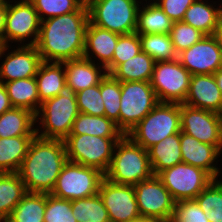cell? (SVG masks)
<instances>
[{
  "label": "cell",
  "instance_id": "cell-1",
  "mask_svg": "<svg viewBox=\"0 0 222 222\" xmlns=\"http://www.w3.org/2000/svg\"><path fill=\"white\" fill-rule=\"evenodd\" d=\"M88 22L86 2L75 12L41 21L35 46L42 61L65 62L82 58Z\"/></svg>",
  "mask_w": 222,
  "mask_h": 222
},
{
  "label": "cell",
  "instance_id": "cell-2",
  "mask_svg": "<svg viewBox=\"0 0 222 222\" xmlns=\"http://www.w3.org/2000/svg\"><path fill=\"white\" fill-rule=\"evenodd\" d=\"M67 161L64 140L35 135L17 173L27 192L51 194Z\"/></svg>",
  "mask_w": 222,
  "mask_h": 222
},
{
  "label": "cell",
  "instance_id": "cell-3",
  "mask_svg": "<svg viewBox=\"0 0 222 222\" xmlns=\"http://www.w3.org/2000/svg\"><path fill=\"white\" fill-rule=\"evenodd\" d=\"M105 178L113 183L135 186L152 177L148 151L136 144L128 135L117 142Z\"/></svg>",
  "mask_w": 222,
  "mask_h": 222
},
{
  "label": "cell",
  "instance_id": "cell-4",
  "mask_svg": "<svg viewBox=\"0 0 222 222\" xmlns=\"http://www.w3.org/2000/svg\"><path fill=\"white\" fill-rule=\"evenodd\" d=\"M78 114L76 92L65 84L59 95L41 104L35 115L36 125L39 123L36 127V135L64 140L71 133L73 122Z\"/></svg>",
  "mask_w": 222,
  "mask_h": 222
},
{
  "label": "cell",
  "instance_id": "cell-5",
  "mask_svg": "<svg viewBox=\"0 0 222 222\" xmlns=\"http://www.w3.org/2000/svg\"><path fill=\"white\" fill-rule=\"evenodd\" d=\"M180 131V103L159 102L127 135L147 150Z\"/></svg>",
  "mask_w": 222,
  "mask_h": 222
},
{
  "label": "cell",
  "instance_id": "cell-6",
  "mask_svg": "<svg viewBox=\"0 0 222 222\" xmlns=\"http://www.w3.org/2000/svg\"><path fill=\"white\" fill-rule=\"evenodd\" d=\"M141 3V0H86L89 22L119 35L134 33Z\"/></svg>",
  "mask_w": 222,
  "mask_h": 222
},
{
  "label": "cell",
  "instance_id": "cell-7",
  "mask_svg": "<svg viewBox=\"0 0 222 222\" xmlns=\"http://www.w3.org/2000/svg\"><path fill=\"white\" fill-rule=\"evenodd\" d=\"M158 103L150 82H121L119 130L127 135Z\"/></svg>",
  "mask_w": 222,
  "mask_h": 222
},
{
  "label": "cell",
  "instance_id": "cell-8",
  "mask_svg": "<svg viewBox=\"0 0 222 222\" xmlns=\"http://www.w3.org/2000/svg\"><path fill=\"white\" fill-rule=\"evenodd\" d=\"M120 138H102L94 135H68L64 139L67 159L105 173L111 163Z\"/></svg>",
  "mask_w": 222,
  "mask_h": 222
},
{
  "label": "cell",
  "instance_id": "cell-9",
  "mask_svg": "<svg viewBox=\"0 0 222 222\" xmlns=\"http://www.w3.org/2000/svg\"><path fill=\"white\" fill-rule=\"evenodd\" d=\"M104 178V173L99 169L68 160L51 194L70 201L90 197L98 194Z\"/></svg>",
  "mask_w": 222,
  "mask_h": 222
},
{
  "label": "cell",
  "instance_id": "cell-10",
  "mask_svg": "<svg viewBox=\"0 0 222 222\" xmlns=\"http://www.w3.org/2000/svg\"><path fill=\"white\" fill-rule=\"evenodd\" d=\"M191 76L178 59L156 61L150 83L157 100L183 103L189 90Z\"/></svg>",
  "mask_w": 222,
  "mask_h": 222
},
{
  "label": "cell",
  "instance_id": "cell-11",
  "mask_svg": "<svg viewBox=\"0 0 222 222\" xmlns=\"http://www.w3.org/2000/svg\"><path fill=\"white\" fill-rule=\"evenodd\" d=\"M12 2L13 0H7L3 45L10 46V42H19L18 45H36L41 24L37 11L29 0L15 1L13 4ZM26 40H29L28 43H25Z\"/></svg>",
  "mask_w": 222,
  "mask_h": 222
},
{
  "label": "cell",
  "instance_id": "cell-12",
  "mask_svg": "<svg viewBox=\"0 0 222 222\" xmlns=\"http://www.w3.org/2000/svg\"><path fill=\"white\" fill-rule=\"evenodd\" d=\"M157 176L175 202L195 199L214 180L208 172L184 162L163 170Z\"/></svg>",
  "mask_w": 222,
  "mask_h": 222
},
{
  "label": "cell",
  "instance_id": "cell-13",
  "mask_svg": "<svg viewBox=\"0 0 222 222\" xmlns=\"http://www.w3.org/2000/svg\"><path fill=\"white\" fill-rule=\"evenodd\" d=\"M141 218L155 222H169L175 201L157 175L134 186Z\"/></svg>",
  "mask_w": 222,
  "mask_h": 222
},
{
  "label": "cell",
  "instance_id": "cell-14",
  "mask_svg": "<svg viewBox=\"0 0 222 222\" xmlns=\"http://www.w3.org/2000/svg\"><path fill=\"white\" fill-rule=\"evenodd\" d=\"M181 131L222 152V115L180 103Z\"/></svg>",
  "mask_w": 222,
  "mask_h": 222
},
{
  "label": "cell",
  "instance_id": "cell-15",
  "mask_svg": "<svg viewBox=\"0 0 222 222\" xmlns=\"http://www.w3.org/2000/svg\"><path fill=\"white\" fill-rule=\"evenodd\" d=\"M98 194L108 211L110 222H131L141 218L134 186L116 184L104 178Z\"/></svg>",
  "mask_w": 222,
  "mask_h": 222
},
{
  "label": "cell",
  "instance_id": "cell-16",
  "mask_svg": "<svg viewBox=\"0 0 222 222\" xmlns=\"http://www.w3.org/2000/svg\"><path fill=\"white\" fill-rule=\"evenodd\" d=\"M9 49V45H0V59L5 57L0 65V82L35 77L42 62L36 46L19 45L10 52Z\"/></svg>",
  "mask_w": 222,
  "mask_h": 222
},
{
  "label": "cell",
  "instance_id": "cell-17",
  "mask_svg": "<svg viewBox=\"0 0 222 222\" xmlns=\"http://www.w3.org/2000/svg\"><path fill=\"white\" fill-rule=\"evenodd\" d=\"M178 60L192 75L214 74L222 68V50L213 35H205L179 53Z\"/></svg>",
  "mask_w": 222,
  "mask_h": 222
},
{
  "label": "cell",
  "instance_id": "cell-18",
  "mask_svg": "<svg viewBox=\"0 0 222 222\" xmlns=\"http://www.w3.org/2000/svg\"><path fill=\"white\" fill-rule=\"evenodd\" d=\"M180 147L184 163L203 169L214 179L219 178L221 171L216 165L222 152L216 146L202 143L180 131Z\"/></svg>",
  "mask_w": 222,
  "mask_h": 222
},
{
  "label": "cell",
  "instance_id": "cell-19",
  "mask_svg": "<svg viewBox=\"0 0 222 222\" xmlns=\"http://www.w3.org/2000/svg\"><path fill=\"white\" fill-rule=\"evenodd\" d=\"M184 104L222 114V93L213 74L192 75Z\"/></svg>",
  "mask_w": 222,
  "mask_h": 222
},
{
  "label": "cell",
  "instance_id": "cell-20",
  "mask_svg": "<svg viewBox=\"0 0 222 222\" xmlns=\"http://www.w3.org/2000/svg\"><path fill=\"white\" fill-rule=\"evenodd\" d=\"M119 34L95 26L88 22L85 31V50L83 58L95 62L96 59L105 69L112 63V57ZM92 54V55H91Z\"/></svg>",
  "mask_w": 222,
  "mask_h": 222
},
{
  "label": "cell",
  "instance_id": "cell-21",
  "mask_svg": "<svg viewBox=\"0 0 222 222\" xmlns=\"http://www.w3.org/2000/svg\"><path fill=\"white\" fill-rule=\"evenodd\" d=\"M66 74V84L76 93L88 87L100 84L106 76V69L98 62H92L85 58L68 60L63 62Z\"/></svg>",
  "mask_w": 222,
  "mask_h": 222
},
{
  "label": "cell",
  "instance_id": "cell-22",
  "mask_svg": "<svg viewBox=\"0 0 222 222\" xmlns=\"http://www.w3.org/2000/svg\"><path fill=\"white\" fill-rule=\"evenodd\" d=\"M41 103L59 95L66 84L63 62L42 61L35 76Z\"/></svg>",
  "mask_w": 222,
  "mask_h": 222
},
{
  "label": "cell",
  "instance_id": "cell-23",
  "mask_svg": "<svg viewBox=\"0 0 222 222\" xmlns=\"http://www.w3.org/2000/svg\"><path fill=\"white\" fill-rule=\"evenodd\" d=\"M147 151L154 175H158L163 170L183 162L180 133L168 136L159 143L151 146Z\"/></svg>",
  "mask_w": 222,
  "mask_h": 222
},
{
  "label": "cell",
  "instance_id": "cell-24",
  "mask_svg": "<svg viewBox=\"0 0 222 222\" xmlns=\"http://www.w3.org/2000/svg\"><path fill=\"white\" fill-rule=\"evenodd\" d=\"M35 114L28 109L16 108L0 115V138L36 135Z\"/></svg>",
  "mask_w": 222,
  "mask_h": 222
},
{
  "label": "cell",
  "instance_id": "cell-25",
  "mask_svg": "<svg viewBox=\"0 0 222 222\" xmlns=\"http://www.w3.org/2000/svg\"><path fill=\"white\" fill-rule=\"evenodd\" d=\"M208 3V0H195L186 10L182 21L205 35H213L222 17V3L217 8Z\"/></svg>",
  "mask_w": 222,
  "mask_h": 222
},
{
  "label": "cell",
  "instance_id": "cell-26",
  "mask_svg": "<svg viewBox=\"0 0 222 222\" xmlns=\"http://www.w3.org/2000/svg\"><path fill=\"white\" fill-rule=\"evenodd\" d=\"M4 86L13 107L28 109L35 115L38 113L42 103L35 77L6 82Z\"/></svg>",
  "mask_w": 222,
  "mask_h": 222
},
{
  "label": "cell",
  "instance_id": "cell-27",
  "mask_svg": "<svg viewBox=\"0 0 222 222\" xmlns=\"http://www.w3.org/2000/svg\"><path fill=\"white\" fill-rule=\"evenodd\" d=\"M146 4L141 3L138 18L136 33L144 34H170L173 21L164 13L160 6L154 1L145 0Z\"/></svg>",
  "mask_w": 222,
  "mask_h": 222
},
{
  "label": "cell",
  "instance_id": "cell-28",
  "mask_svg": "<svg viewBox=\"0 0 222 222\" xmlns=\"http://www.w3.org/2000/svg\"><path fill=\"white\" fill-rule=\"evenodd\" d=\"M35 136L0 138V173L18 172Z\"/></svg>",
  "mask_w": 222,
  "mask_h": 222
},
{
  "label": "cell",
  "instance_id": "cell-29",
  "mask_svg": "<svg viewBox=\"0 0 222 222\" xmlns=\"http://www.w3.org/2000/svg\"><path fill=\"white\" fill-rule=\"evenodd\" d=\"M89 134L102 138H121L124 134L118 129L116 123L106 116H93L79 112L73 122L69 135Z\"/></svg>",
  "mask_w": 222,
  "mask_h": 222
},
{
  "label": "cell",
  "instance_id": "cell-30",
  "mask_svg": "<svg viewBox=\"0 0 222 222\" xmlns=\"http://www.w3.org/2000/svg\"><path fill=\"white\" fill-rule=\"evenodd\" d=\"M27 193L17 172L0 173V221L7 220Z\"/></svg>",
  "mask_w": 222,
  "mask_h": 222
},
{
  "label": "cell",
  "instance_id": "cell-31",
  "mask_svg": "<svg viewBox=\"0 0 222 222\" xmlns=\"http://www.w3.org/2000/svg\"><path fill=\"white\" fill-rule=\"evenodd\" d=\"M155 60L145 52H140L129 60L121 63L111 75L120 82L147 81L150 82Z\"/></svg>",
  "mask_w": 222,
  "mask_h": 222
},
{
  "label": "cell",
  "instance_id": "cell-32",
  "mask_svg": "<svg viewBox=\"0 0 222 222\" xmlns=\"http://www.w3.org/2000/svg\"><path fill=\"white\" fill-rule=\"evenodd\" d=\"M46 194L27 192L16 205L9 222H44Z\"/></svg>",
  "mask_w": 222,
  "mask_h": 222
},
{
  "label": "cell",
  "instance_id": "cell-33",
  "mask_svg": "<svg viewBox=\"0 0 222 222\" xmlns=\"http://www.w3.org/2000/svg\"><path fill=\"white\" fill-rule=\"evenodd\" d=\"M77 222H110L109 214L99 194L71 201Z\"/></svg>",
  "mask_w": 222,
  "mask_h": 222
},
{
  "label": "cell",
  "instance_id": "cell-34",
  "mask_svg": "<svg viewBox=\"0 0 222 222\" xmlns=\"http://www.w3.org/2000/svg\"><path fill=\"white\" fill-rule=\"evenodd\" d=\"M209 222H222V180L214 179L195 198Z\"/></svg>",
  "mask_w": 222,
  "mask_h": 222
},
{
  "label": "cell",
  "instance_id": "cell-35",
  "mask_svg": "<svg viewBox=\"0 0 222 222\" xmlns=\"http://www.w3.org/2000/svg\"><path fill=\"white\" fill-rule=\"evenodd\" d=\"M142 52L147 53L155 61L178 59L169 34L139 35Z\"/></svg>",
  "mask_w": 222,
  "mask_h": 222
},
{
  "label": "cell",
  "instance_id": "cell-36",
  "mask_svg": "<svg viewBox=\"0 0 222 222\" xmlns=\"http://www.w3.org/2000/svg\"><path fill=\"white\" fill-rule=\"evenodd\" d=\"M101 97L104 101L105 116L111 119L119 129V110L121 98V82L111 74L100 81Z\"/></svg>",
  "mask_w": 222,
  "mask_h": 222
},
{
  "label": "cell",
  "instance_id": "cell-37",
  "mask_svg": "<svg viewBox=\"0 0 222 222\" xmlns=\"http://www.w3.org/2000/svg\"><path fill=\"white\" fill-rule=\"evenodd\" d=\"M142 51L139 34L136 32L120 35L112 57V63L106 68L107 74H111L121 63L138 55Z\"/></svg>",
  "mask_w": 222,
  "mask_h": 222
},
{
  "label": "cell",
  "instance_id": "cell-38",
  "mask_svg": "<svg viewBox=\"0 0 222 222\" xmlns=\"http://www.w3.org/2000/svg\"><path fill=\"white\" fill-rule=\"evenodd\" d=\"M41 21L77 11L86 0H29Z\"/></svg>",
  "mask_w": 222,
  "mask_h": 222
},
{
  "label": "cell",
  "instance_id": "cell-39",
  "mask_svg": "<svg viewBox=\"0 0 222 222\" xmlns=\"http://www.w3.org/2000/svg\"><path fill=\"white\" fill-rule=\"evenodd\" d=\"M169 35L177 54L181 53L183 50L189 49L205 36L200 30L195 29L183 21L173 22Z\"/></svg>",
  "mask_w": 222,
  "mask_h": 222
},
{
  "label": "cell",
  "instance_id": "cell-40",
  "mask_svg": "<svg viewBox=\"0 0 222 222\" xmlns=\"http://www.w3.org/2000/svg\"><path fill=\"white\" fill-rule=\"evenodd\" d=\"M78 110L93 116H105L104 101L101 97L100 84L88 87L76 93Z\"/></svg>",
  "mask_w": 222,
  "mask_h": 222
},
{
  "label": "cell",
  "instance_id": "cell-41",
  "mask_svg": "<svg viewBox=\"0 0 222 222\" xmlns=\"http://www.w3.org/2000/svg\"><path fill=\"white\" fill-rule=\"evenodd\" d=\"M44 222H77L71 209V201L46 194Z\"/></svg>",
  "mask_w": 222,
  "mask_h": 222
},
{
  "label": "cell",
  "instance_id": "cell-42",
  "mask_svg": "<svg viewBox=\"0 0 222 222\" xmlns=\"http://www.w3.org/2000/svg\"><path fill=\"white\" fill-rule=\"evenodd\" d=\"M195 199L175 202L169 222H209Z\"/></svg>",
  "mask_w": 222,
  "mask_h": 222
},
{
  "label": "cell",
  "instance_id": "cell-43",
  "mask_svg": "<svg viewBox=\"0 0 222 222\" xmlns=\"http://www.w3.org/2000/svg\"><path fill=\"white\" fill-rule=\"evenodd\" d=\"M164 13L173 21H182L186 10L195 0H153Z\"/></svg>",
  "mask_w": 222,
  "mask_h": 222
},
{
  "label": "cell",
  "instance_id": "cell-44",
  "mask_svg": "<svg viewBox=\"0 0 222 222\" xmlns=\"http://www.w3.org/2000/svg\"><path fill=\"white\" fill-rule=\"evenodd\" d=\"M12 108L13 106L11 104L9 96L7 95L4 83L0 82V115Z\"/></svg>",
  "mask_w": 222,
  "mask_h": 222
},
{
  "label": "cell",
  "instance_id": "cell-45",
  "mask_svg": "<svg viewBox=\"0 0 222 222\" xmlns=\"http://www.w3.org/2000/svg\"><path fill=\"white\" fill-rule=\"evenodd\" d=\"M7 0H0V45H3V34L6 27Z\"/></svg>",
  "mask_w": 222,
  "mask_h": 222
},
{
  "label": "cell",
  "instance_id": "cell-46",
  "mask_svg": "<svg viewBox=\"0 0 222 222\" xmlns=\"http://www.w3.org/2000/svg\"><path fill=\"white\" fill-rule=\"evenodd\" d=\"M213 36L222 50V17L219 20L218 26L215 28Z\"/></svg>",
  "mask_w": 222,
  "mask_h": 222
},
{
  "label": "cell",
  "instance_id": "cell-47",
  "mask_svg": "<svg viewBox=\"0 0 222 222\" xmlns=\"http://www.w3.org/2000/svg\"><path fill=\"white\" fill-rule=\"evenodd\" d=\"M213 75H214V77L217 81V85L222 93V68H219Z\"/></svg>",
  "mask_w": 222,
  "mask_h": 222
},
{
  "label": "cell",
  "instance_id": "cell-48",
  "mask_svg": "<svg viewBox=\"0 0 222 222\" xmlns=\"http://www.w3.org/2000/svg\"><path fill=\"white\" fill-rule=\"evenodd\" d=\"M131 222H155V221H152L150 219H147V218H139L135 221H131Z\"/></svg>",
  "mask_w": 222,
  "mask_h": 222
}]
</instances>
